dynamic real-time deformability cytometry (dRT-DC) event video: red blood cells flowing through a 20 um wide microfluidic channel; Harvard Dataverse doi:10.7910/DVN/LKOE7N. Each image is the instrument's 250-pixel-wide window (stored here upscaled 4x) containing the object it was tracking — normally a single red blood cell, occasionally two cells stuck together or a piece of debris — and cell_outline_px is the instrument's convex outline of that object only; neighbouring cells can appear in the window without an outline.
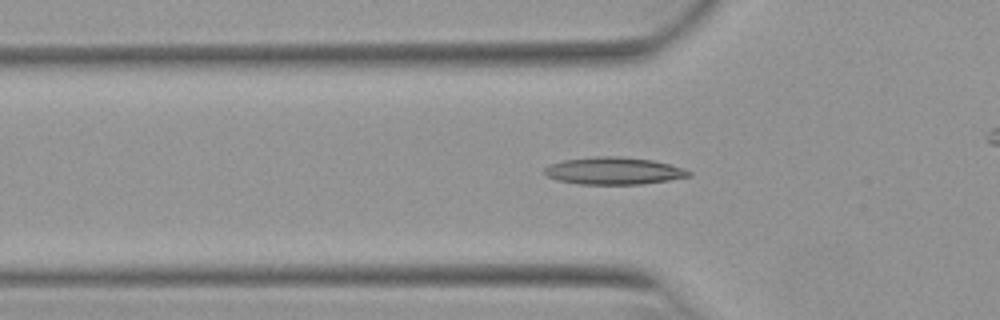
{"species": "Egyptian fruit bat (a non-hibernating species)", "species_latin": "Rousettus aegyptiacus", "temperature_condition": "warm", "stored_images_in_passage": 43, "camera_frame_rate_fps": 3000, "um_per_image_px": 0.085, "animal": {"sex": "female"}, "frame": {"image": 1, "passage_image": 17, "time_ms": 5.333, "image_size_px": [1000, 320], "cell_outline_px": [[692, 176], [668, 180], [640, 184], [580, 184], [560, 180], [548, 176], [544, 172], [544, 168], [548, 164], [564, 160], [596, 156], [620, 156], [652, 160], [684, 168], [692, 172]], "centroid_in_image_um": [52.18, 14.51], "position_along_channel_um": 73.6, "area_um2": 22.83}}
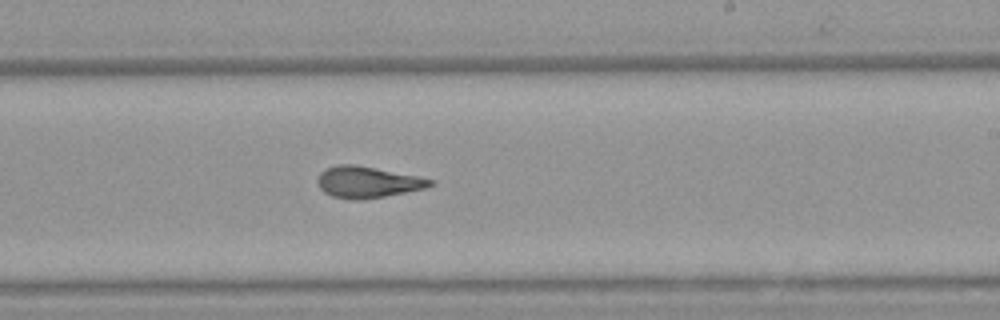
{"frame": {"image": 2, "passage_image": 31, "time_ms": 10.0, "image_size_px": [1000, 320], "cell_outline_px": [[432, 184], [424, 188], [384, 196], [356, 200], [352, 200], [332, 196], [324, 192], [320, 188], [316, 180], [320, 172], [328, 168], [340, 164], [356, 164], [416, 176], [432, 180]], "centroid_in_image_um": [31.17, 15.47], "position_along_channel_um": 257.8, "area_um2": 20.17}}
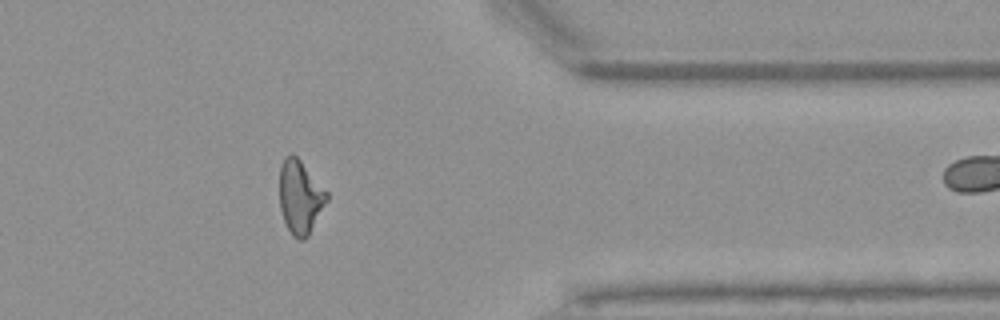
{"frame": {"image": 3, "passage_image": 42, "time_ms": 13.667, "image_size_px": [1000, 320], "cell_outline_px": [[328, 200], [308, 236], [304, 240], [300, 240], [292, 236], [284, 220], [280, 208], [280, 164], [284, 156], [292, 152], [300, 160], [328, 192]], "centroid_in_image_um": [25.51, 16.73], "position_along_channel_um": 385.9, "area_um2": 20.29}}